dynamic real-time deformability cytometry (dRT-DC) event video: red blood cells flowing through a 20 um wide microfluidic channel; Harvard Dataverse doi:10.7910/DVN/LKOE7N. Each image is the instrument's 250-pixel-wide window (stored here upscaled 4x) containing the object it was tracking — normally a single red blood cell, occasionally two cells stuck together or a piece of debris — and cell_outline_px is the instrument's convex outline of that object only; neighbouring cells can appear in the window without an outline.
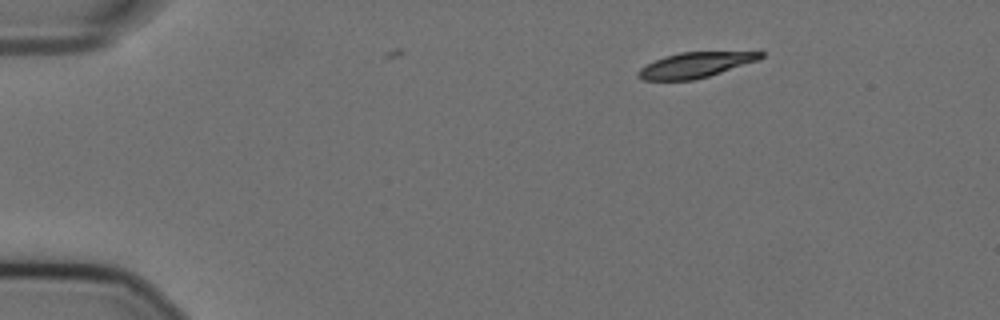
{"species": "Egyptian fruit bat (a non-hibernating species)", "species_latin": "Rousettus aegyptiacus", "temperature_condition": "cold", "stored_images_in_passage": 3, "camera_frame_rate_fps": 3000, "um_per_image_px": 0.085, "animal": {"sex": "female"}, "frame": {"image": 1, "passage_image": 1, "time_ms": 0.0, "image_size_px": [1000, 320], "cell_outline_px": [[764, 56], [760, 60], [708, 76], [692, 80], [644, 80], [636, 76], [640, 68], [664, 56], [680, 52], [764, 52]], "centroid_in_image_um": [59.11, 5.52], "position_along_channel_um": 25.9, "area_um2": 17.86}}